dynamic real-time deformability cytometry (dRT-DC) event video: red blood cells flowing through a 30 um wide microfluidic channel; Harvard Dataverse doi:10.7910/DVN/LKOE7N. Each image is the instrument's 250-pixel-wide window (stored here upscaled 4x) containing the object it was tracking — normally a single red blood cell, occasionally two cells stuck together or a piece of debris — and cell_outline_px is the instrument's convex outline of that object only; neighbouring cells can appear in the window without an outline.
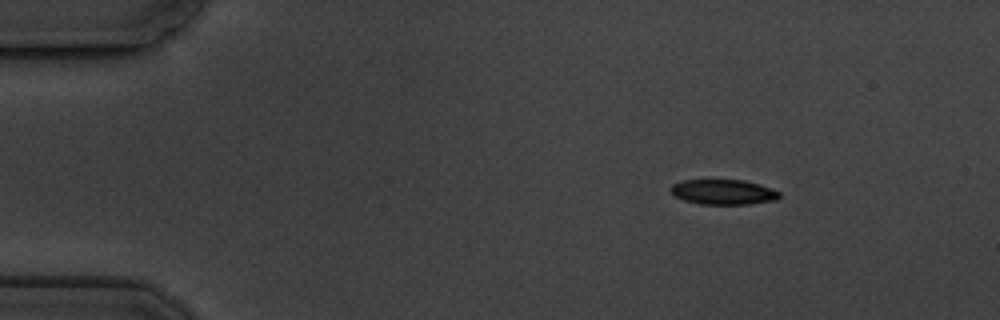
{"species": "common noctule bat (a hibernating species)", "species_latin": "Nyctalus noctula", "temperature_condition": "cold", "stored_images_in_passage": 9, "camera_frame_rate_fps": 3000, "um_per_image_px": 0.085, "animal": {"sex": "male", "body_mass_g": 19.5, "forearm_length_mm": 54.6}, "frame": {"image": 1, "passage_image": 1, "time_ms": 0.0, "image_size_px": [1000, 320], "cell_outline_px": [[780, 196], [776, 200], [752, 204], [700, 204], [684, 200], [676, 196], [668, 188], [672, 184], [684, 180], [744, 180], [760, 184], [772, 188], [780, 192]], "centroid_in_image_um": [61.5, 16.32], "position_along_channel_um": 23.5, "area_um2": 15.95}}
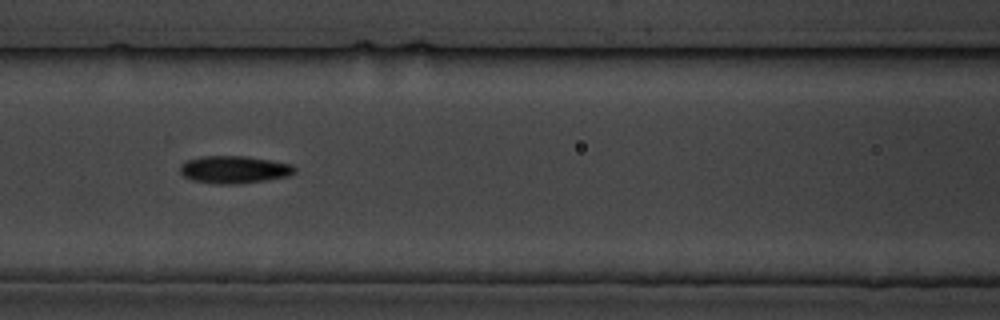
{"frame": {"image": 2, "passage_image": 6, "time_ms": 5.667, "image_size_px": [1000, 320], "cell_outline_px": [[296, 172], [288, 176], [264, 180], [236, 184], [216, 184], [192, 180], [184, 176], [180, 172], [180, 164], [188, 160], [200, 156], [248, 156], [292, 164], [296, 168]], "centroid_in_image_um": [19.9, 14.41], "position_along_channel_um": 146.7, "area_um2": 18.38}}
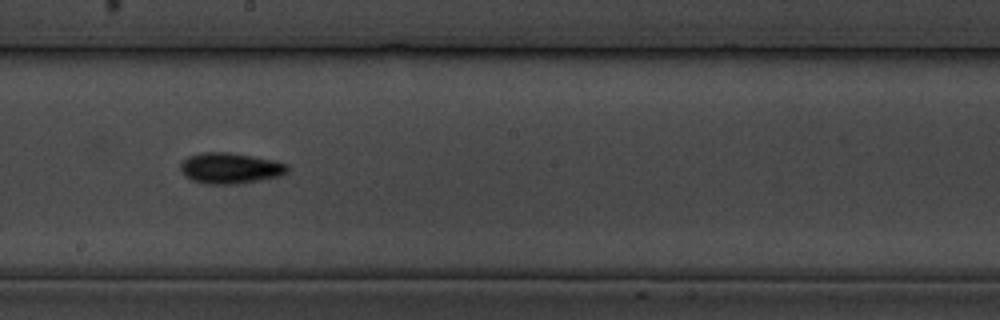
{"frame": {"image": 3, "passage_image": 8, "time_ms": 8.0, "image_size_px": [1000, 320], "cell_outline_px": [[288, 172], [280, 176], [260, 180], [236, 184], [208, 184], [192, 180], [184, 176], [180, 168], [180, 164], [188, 156], [204, 152], [228, 152], [252, 156], [272, 160], [288, 164]], "centroid_in_image_um": [19.56, 14.3], "position_along_channel_um": 228.6, "area_um2": 19.19}}